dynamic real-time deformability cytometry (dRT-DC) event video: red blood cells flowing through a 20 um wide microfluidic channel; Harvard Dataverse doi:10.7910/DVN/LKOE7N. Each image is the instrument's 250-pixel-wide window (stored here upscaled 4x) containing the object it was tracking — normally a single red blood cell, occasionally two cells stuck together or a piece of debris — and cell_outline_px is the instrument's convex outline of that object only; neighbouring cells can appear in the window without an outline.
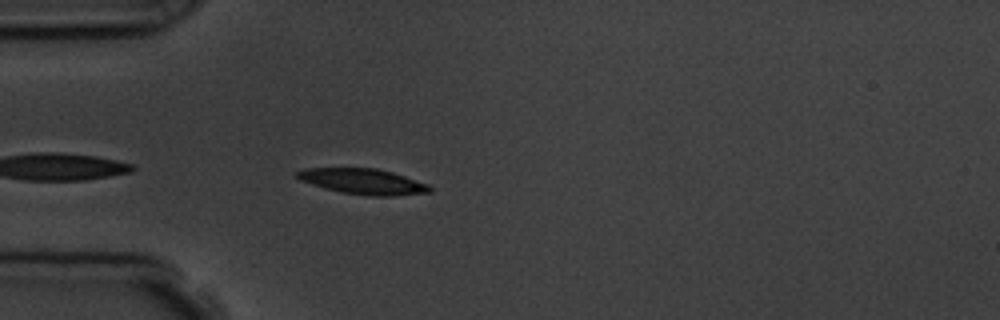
{"species": "common noctule bat (a hibernating species)", "species_latin": "Nyctalus noctula", "temperature_condition": "room temperature", "stored_images_in_passage": 5, "camera_frame_rate_fps": 3000, "um_per_image_px": 0.085, "animal": {"sex": "male", "body_mass_g": 19.5, "forearm_length_mm": 54.6}, "frame": {"image": 1, "passage_image": 5, "time_ms": 4.667, "image_size_px": [1000, 320], "cell_outline_px": [[432, 192], [392, 196], [368, 196], [344, 192], [324, 188], [300, 180], [296, 176], [296, 172], [304, 168], [376, 168], [392, 172], [428, 184], [432, 188]], "centroid_in_image_um": [30.87, 15.42], "position_along_channel_um": 54.1, "area_um2": 19.65}}